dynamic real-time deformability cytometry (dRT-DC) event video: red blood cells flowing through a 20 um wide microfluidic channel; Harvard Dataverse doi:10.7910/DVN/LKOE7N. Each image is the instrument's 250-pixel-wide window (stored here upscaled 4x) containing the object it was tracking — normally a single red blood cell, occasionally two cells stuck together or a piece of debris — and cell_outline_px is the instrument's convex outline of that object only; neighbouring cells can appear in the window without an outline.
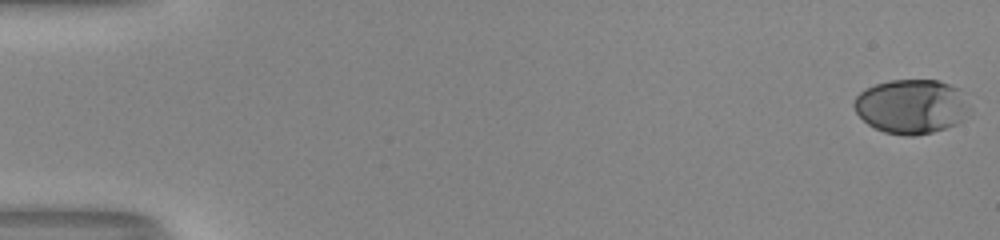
{"species": "human", "species_latin": "Homo sapiens", "temperature_condition": "room temperature", "stored_images_in_passage": 53, "camera_frame_rate_fps": 3000, "um_per_image_px": 0.085, "donor": {"sex": "male"}, "frame": {"image": 1, "passage_image": 1, "time_ms": 0.0, "image_size_px": [1000, 240], "cell_outline_px": [[968, 108], [960, 120], [956, 124], [932, 132], [912, 136], [904, 136], [884, 132], [868, 124], [856, 112], [852, 104], [856, 96], [860, 92], [876, 84], [888, 80], [936, 80], [948, 84], [956, 88]], "centroid_in_image_um": [77.38, 9.05], "position_along_channel_um": 7.6, "area_um2": 35.84}}
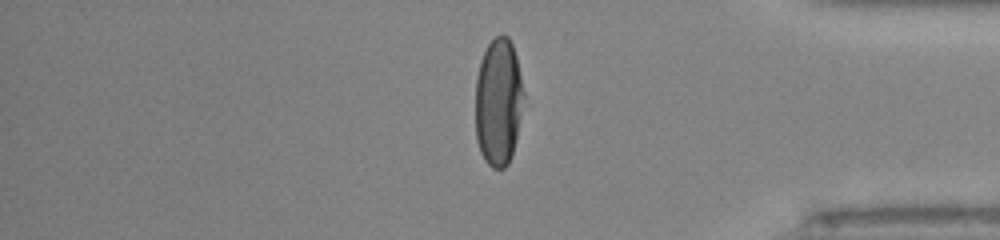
{"frame": {"image": 2, "passage_image": 45, "time_ms": 14.667, "image_size_px": [1000, 240], "cell_outline_px": [[524, 96], [516, 136], [512, 152], [508, 164], [504, 168], [492, 168], [484, 160], [480, 152], [476, 140], [476, 80], [480, 60], [488, 44], [496, 36], [508, 36], [512, 44], [516, 56], [524, 92]], "centroid_in_image_um": [42.35, 8.67], "position_along_channel_um": 392.9, "area_um2": 35.66}}
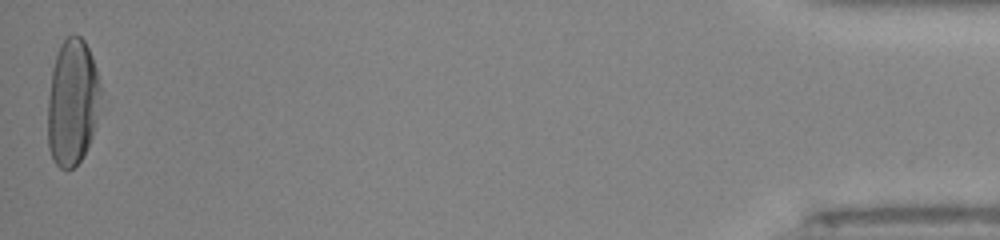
{"frame": {"image": 3, "passage_image": 53, "time_ms": 17.333, "image_size_px": [1000, 240], "cell_outline_px": [[108, 108], [80, 160], [72, 168], [60, 168], [52, 160], [48, 148], [48, 96], [52, 68], [60, 44], [68, 36], [80, 36], [84, 40], [92, 56], [96, 68]], "centroid_in_image_um": [6.25, 8.72], "position_along_channel_um": 428.9, "area_um2": 40.75}, "authors_computed_cell_mechanics": {"area_um2": 37.57, "velocity_mm_per_s": 4.0586, "shape_relaxation_time_tau1_ms": 4.3742, "shape_relaxation_time_tau2_ms": null, "deformation_change_tau1": 0.2347, "deformation_change_tau2": null}}